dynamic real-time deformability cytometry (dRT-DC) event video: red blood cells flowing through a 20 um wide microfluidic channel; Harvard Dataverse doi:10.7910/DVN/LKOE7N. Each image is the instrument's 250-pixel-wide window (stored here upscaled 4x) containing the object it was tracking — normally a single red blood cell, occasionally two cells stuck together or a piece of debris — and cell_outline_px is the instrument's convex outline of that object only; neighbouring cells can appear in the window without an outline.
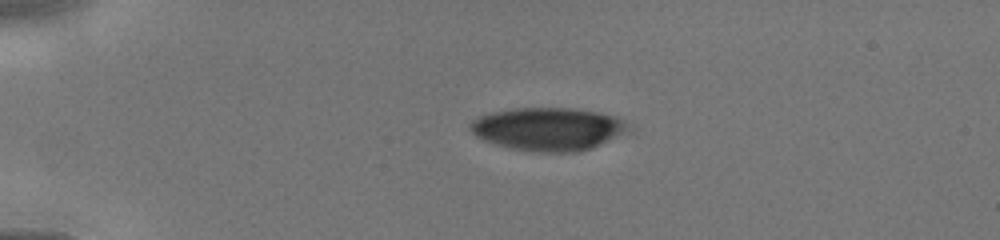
{"species": "human", "species_latin": "Homo sapiens", "temperature_condition": "cold", "stored_images_in_passage": 36, "camera_frame_rate_fps": 3000, "um_per_image_px": 0.085, "donor": {"sex": "male"}, "frame": {"image": 1, "passage_image": 4, "time_ms": 2.333, "image_size_px": [1000, 240], "cell_outline_px": [[628, 124], [620, 132], [588, 148], [576, 152], [536, 152], [512, 148], [496, 144], [484, 140], [476, 136], [468, 128], [468, 124], [472, 120], [488, 112], [512, 108], [572, 108], [596, 112], [616, 116], [624, 120]], "centroid_in_image_um": [46.43, 10.94], "position_along_channel_um": 38.6, "area_um2": 38.78}}
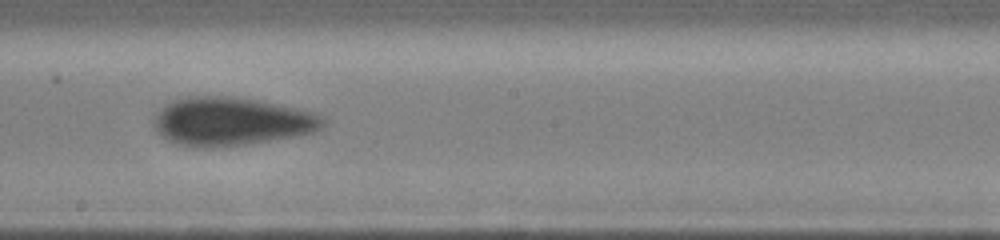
{"frame": {"image": 2, "passage_image": 17, "time_ms": 7.667, "image_size_px": [1000, 240], "cell_outline_px": [[328, 120], [320, 128], [312, 132], [292, 136], [244, 144], [208, 148], [204, 148], [176, 144], [168, 140], [152, 124], [152, 120], [156, 112], [172, 100], [188, 96], [232, 96], [260, 100], [312, 112]], "centroid_in_image_um": [19.61, 10.3], "position_along_channel_um": 228.6, "area_um2": 47.34}}
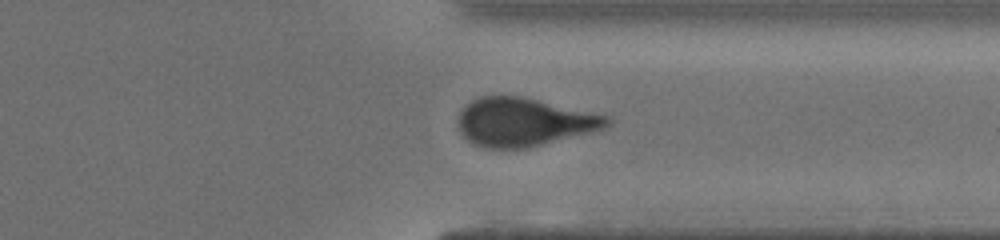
{"frame": {"image": 3, "passage_image": 27, "time_ms": 10.667, "image_size_px": [1000, 240], "cell_outline_px": [[612, 124], [604, 128], [528, 148], [484, 148], [472, 144], [460, 132], [460, 112], [464, 104], [480, 96], [516, 96], [536, 100], [608, 116], [612, 120]], "centroid_in_image_um": [44.5, 10.38], "position_along_channel_um": 366.9, "area_um2": 41.33}}